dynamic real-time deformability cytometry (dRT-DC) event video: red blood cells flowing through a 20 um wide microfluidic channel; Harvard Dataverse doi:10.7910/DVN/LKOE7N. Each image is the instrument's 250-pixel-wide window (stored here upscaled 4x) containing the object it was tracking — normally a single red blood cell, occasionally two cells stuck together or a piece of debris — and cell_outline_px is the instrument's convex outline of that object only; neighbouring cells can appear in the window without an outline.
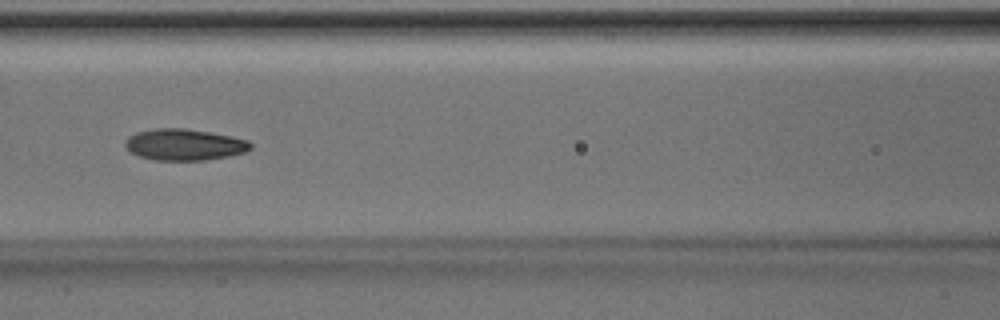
{"species": "Egyptian fruit bat (a non-hibernating species)", "species_latin": "Rousettus aegyptiacus", "temperature_condition": "room temperature", "stored_images_in_passage": 49, "camera_frame_rate_fps": 3000, "um_per_image_px": 0.085, "animal": {"sex": "male"}, "frame": {"image": 1, "passage_image": 22, "time_ms": 7.0, "image_size_px": [1000, 320], "cell_outline_px": [[252, 148], [244, 152], [228, 156], [204, 160], [156, 160], [140, 156], [128, 152], [124, 144], [124, 140], [128, 136], [136, 132], [156, 128], [184, 128], [232, 136], [248, 140], [252, 144]], "centroid_in_image_um": [15.63, 12.29], "position_along_channel_um": 151.0, "area_um2": 23.0}}
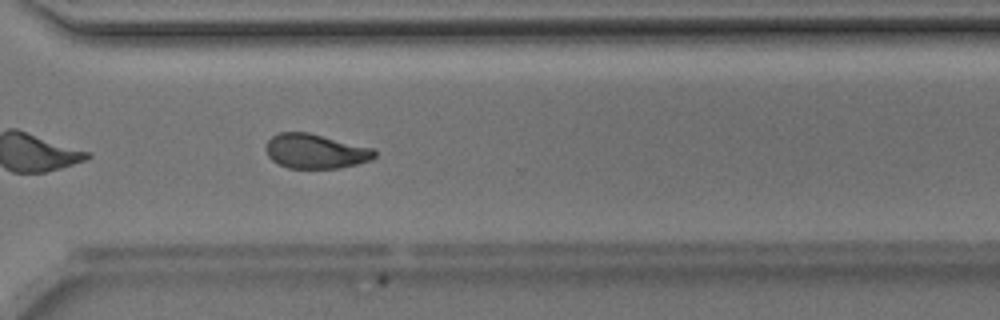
{"frame": {"image": 2, "passage_image": 36, "time_ms": 11.667, "image_size_px": [1000, 320], "cell_outline_px": [[376, 156], [368, 160], [356, 164], [340, 168], [288, 168], [272, 160], [268, 156], [264, 148], [268, 140], [272, 136], [280, 132], [308, 132], [372, 148], [376, 152]], "centroid_in_image_um": [26.77, 12.85], "position_along_channel_um": 343.8, "area_um2": 21.73}}
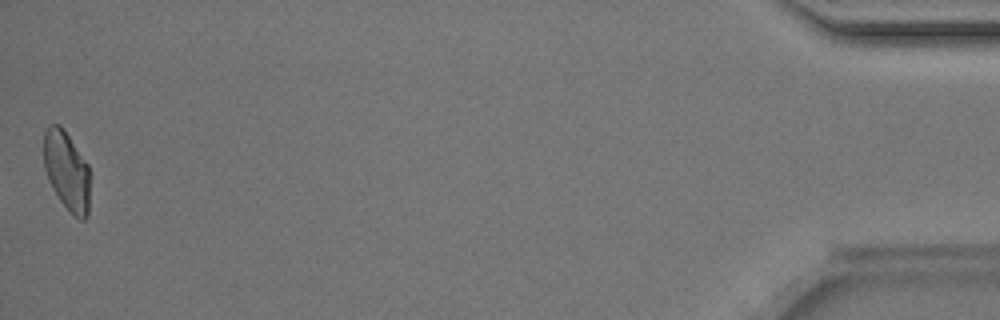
{"frame": {"image": 3, "passage_image": 49, "time_ms": 16.0, "image_size_px": [1000, 320], "cell_outline_px": [[88, 216], [84, 220], [80, 220], [60, 200], [52, 188], [48, 180], [44, 168], [44, 132], [48, 124], [60, 124], [88, 164]], "centroid_in_image_um": [5.64, 14.48], "position_along_channel_um": 429.6, "area_um2": 20.98}, "authors_computed_cell_mechanics": {"area_um2": 23.0044, "velocity_mm_per_s": 4.1485, "shape_relaxation_time_tau1_ms": 3.0181, "shape_relaxation_time_tau2_ms": 2.1008, "deformation_change_tau1": 0.1298, "deformation_change_tau2": 0.0777}}